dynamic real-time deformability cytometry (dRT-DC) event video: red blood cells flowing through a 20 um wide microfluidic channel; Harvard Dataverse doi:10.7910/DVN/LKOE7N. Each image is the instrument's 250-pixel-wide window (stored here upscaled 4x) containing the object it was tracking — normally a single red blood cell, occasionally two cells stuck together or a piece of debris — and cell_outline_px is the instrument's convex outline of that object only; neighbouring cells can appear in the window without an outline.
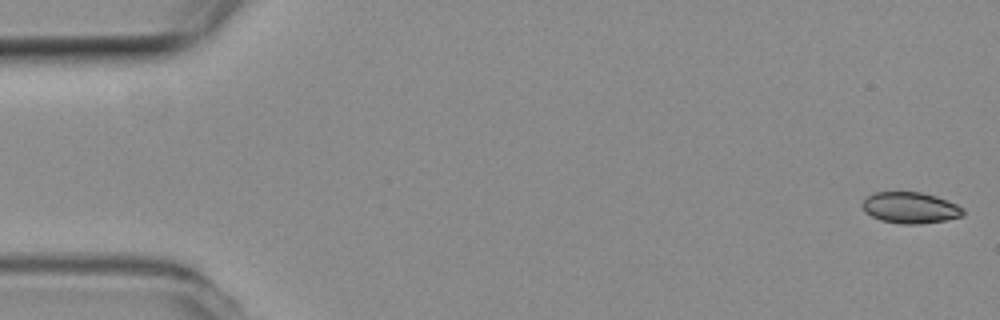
{"species": "common noctule bat (a hibernating species)", "species_latin": "Nyctalus noctula", "temperature_condition": "room temperature", "stored_images_in_passage": 40, "camera_frame_rate_fps": 3000, "um_per_image_px": 0.085, "animal": {"sex": "female", "body_mass_g": 19.3, "forearm_length_mm": 54.1}, "frame": {"image": 1, "passage_image": 1, "time_ms": 0.0, "image_size_px": [1000, 320], "cell_outline_px": [[964, 216], [944, 220], [920, 224], [900, 224], [880, 220], [864, 212], [860, 204], [868, 196], [876, 192], [920, 192], [936, 196], [956, 204], [964, 208]], "centroid_in_image_um": [77.36, 17.66], "position_along_channel_um": 7.6, "area_um2": 18.38}}
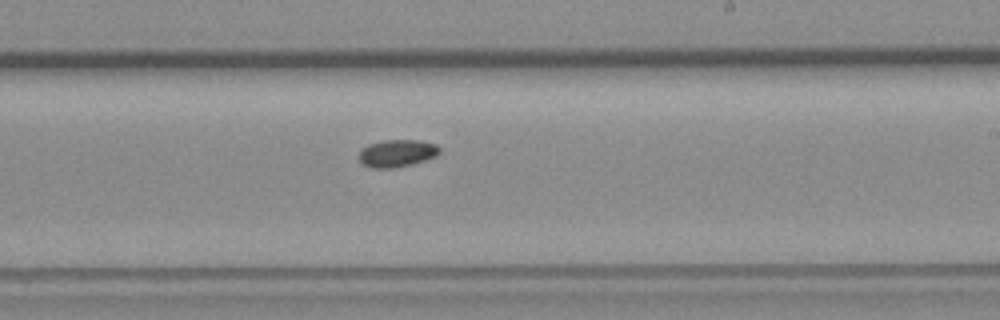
{"frame": {"image": 2, "passage_image": 18, "time_ms": 5.667, "image_size_px": [1000, 320], "cell_outline_px": [[440, 152], [436, 156], [412, 164], [392, 168], [372, 168], [364, 164], [360, 160], [360, 152], [368, 144], [384, 140], [420, 140], [436, 144], [440, 148]], "centroid_in_image_um": [33.78, 13.02], "position_along_channel_um": 255.2, "area_um2": 12.72}}
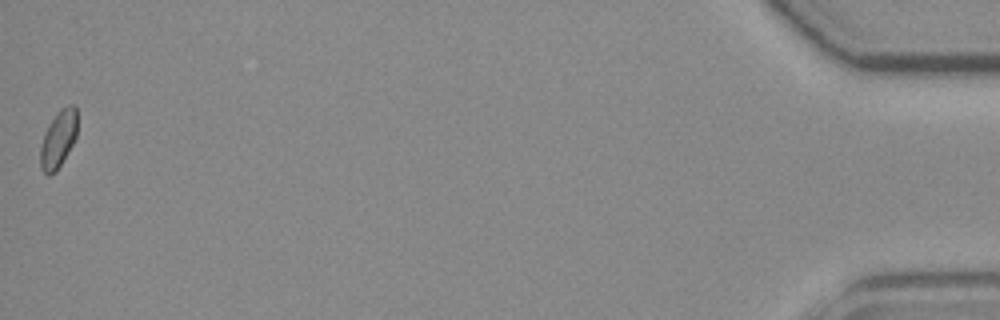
{"frame": {"image": 3, "passage_image": 40, "time_ms": 13.0, "image_size_px": [1000, 320], "cell_outline_px": [[76, 136], [72, 144], [56, 172], [48, 176], [40, 168], [40, 148], [44, 132], [48, 124], [60, 108], [68, 104], [76, 104]], "centroid_in_image_um": [4.94, 11.81], "position_along_channel_um": 430.3, "area_um2": 12.37}}